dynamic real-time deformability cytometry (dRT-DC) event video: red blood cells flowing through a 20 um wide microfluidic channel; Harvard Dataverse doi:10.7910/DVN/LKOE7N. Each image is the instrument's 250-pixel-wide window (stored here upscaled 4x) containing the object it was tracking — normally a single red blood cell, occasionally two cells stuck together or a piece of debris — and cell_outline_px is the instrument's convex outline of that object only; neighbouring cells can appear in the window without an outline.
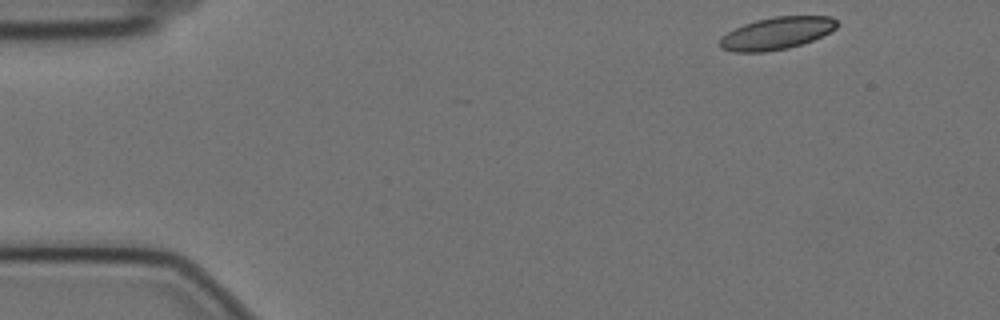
{"species": "Egyptian fruit bat (a non-hibernating species)", "species_latin": "Rousettus aegyptiacus", "temperature_condition": "cold", "stored_images_in_passage": 53, "camera_frame_rate_fps": 3000, "um_per_image_px": 0.085, "animal": {"sex": "female"}, "frame": {"image": 1, "passage_image": 1, "time_ms": 0.0, "image_size_px": [1000, 320], "cell_outline_px": [[836, 28], [812, 40], [788, 48], [764, 52], [732, 52], [720, 48], [720, 36], [744, 24], [756, 20], [776, 16], [832, 16], [836, 20]], "centroid_in_image_um": [65.97, 2.83], "position_along_channel_um": 19.0, "area_um2": 21.85}}
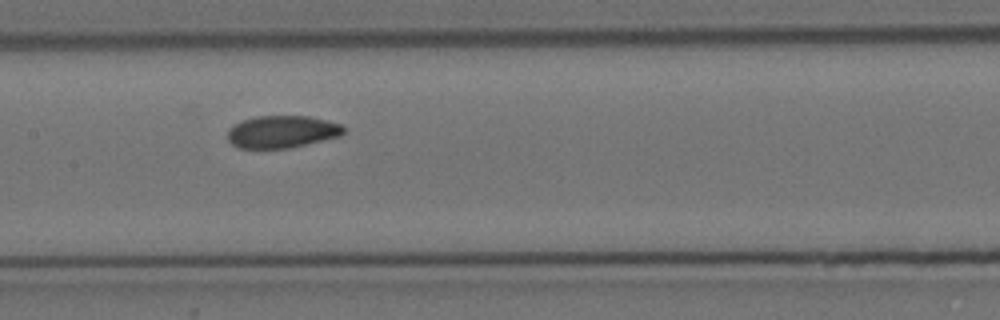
{"frame": {"image": 2, "passage_image": 23, "time_ms": 7.333, "image_size_px": [1000, 320], "cell_outline_px": [[344, 132], [340, 136], [288, 148], [236, 148], [228, 140], [228, 128], [232, 124], [240, 120], [256, 116], [308, 116], [340, 124], [344, 128]], "centroid_in_image_um": [23.9, 11.19], "position_along_channel_um": 183.5, "area_um2": 21.85}}
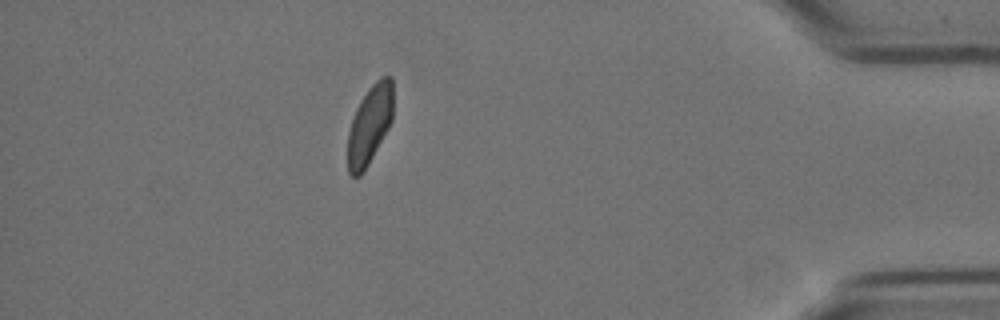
{"frame": {"image": 3, "passage_image": 46, "time_ms": 15.0, "image_size_px": [1000, 320], "cell_outline_px": [[392, 120], [388, 128], [368, 164], [360, 176], [352, 176], [348, 172], [348, 132], [356, 108], [360, 100], [368, 88], [380, 76], [392, 76]], "centroid_in_image_um": [31.41, 10.57], "position_along_channel_um": 403.8, "area_um2": 20.63}, "authors_computed_cell_mechanics": {"area_um2": 22.4842, "velocity_mm_per_s": 3.4929, "shape_relaxation_time_tau1_ms": 5.2725, "shape_relaxation_time_tau2_ms": 1.7642, "deformation_change_tau1": 0.1253, "deformation_change_tau2": 0.0664}}